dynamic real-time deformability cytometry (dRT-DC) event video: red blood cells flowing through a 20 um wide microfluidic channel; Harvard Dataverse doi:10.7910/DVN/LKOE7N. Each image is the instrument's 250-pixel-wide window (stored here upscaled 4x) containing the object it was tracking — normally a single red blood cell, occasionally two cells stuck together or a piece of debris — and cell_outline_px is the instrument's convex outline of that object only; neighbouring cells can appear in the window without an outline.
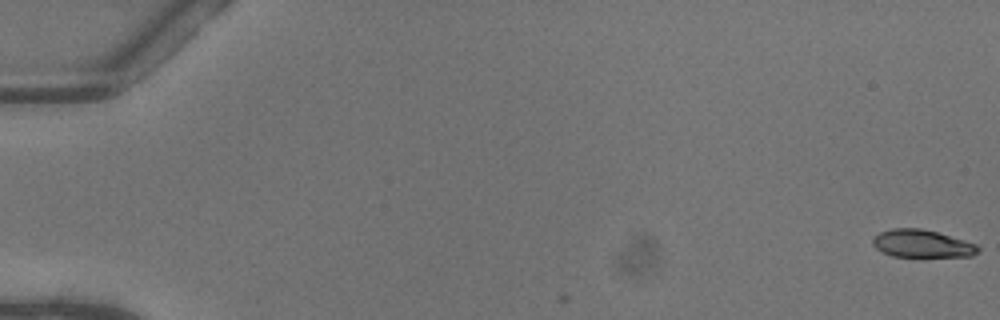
{"species": "common noctule bat (a hibernating species)", "species_latin": "Nyctalus noctula", "temperature_condition": "warm", "stored_images_in_passage": 4, "camera_frame_rate_fps": 3000, "um_per_image_px": 0.085, "animal": {"sex": "female"}, "frame": {"image": 1, "passage_image": 1, "time_ms": 0.0, "image_size_px": [1000, 320], "cell_outline_px": [[980, 252], [972, 256], [892, 256], [876, 248], [872, 244], [872, 240], [880, 232], [892, 228], [920, 228], [936, 232], [964, 240], [976, 244], [980, 248]], "centroid_in_image_um": [78.39, 20.71], "position_along_channel_um": 6.6, "area_um2": 16.76}}